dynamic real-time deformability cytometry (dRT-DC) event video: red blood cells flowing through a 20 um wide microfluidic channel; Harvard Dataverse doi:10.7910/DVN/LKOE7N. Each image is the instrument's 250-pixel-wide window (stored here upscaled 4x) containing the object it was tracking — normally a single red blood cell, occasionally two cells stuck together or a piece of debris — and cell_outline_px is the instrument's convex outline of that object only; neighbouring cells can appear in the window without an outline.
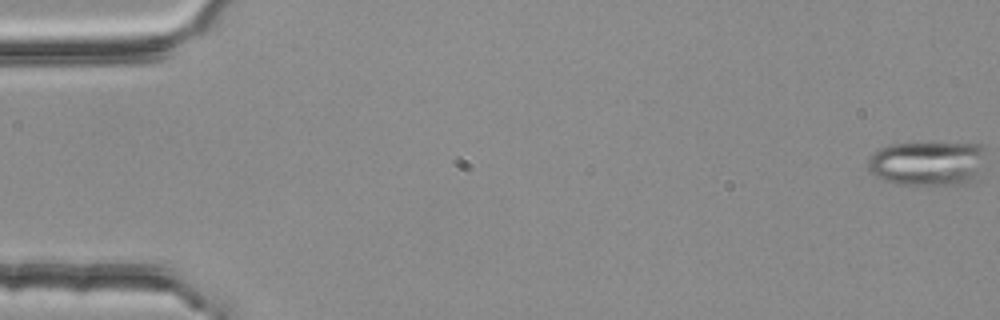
{"species": "common noctule bat (a hibernating species)", "species_latin": "Nyctalus noctula", "temperature_condition": "room temperature", "stored_images_in_passage": 18, "camera_frame_rate_fps": 3000, "um_per_image_px": 0.085, "animal": {"sex": "female", "body_mass_g": 25.1}, "frame": {"image": 1, "passage_image": 1, "time_ms": 0.0, "image_size_px": [1000, 320], "cell_outline_px": [[984, 148], [980, 172], [976, 176], [964, 184], [896, 184], [884, 180], [876, 176], [868, 168], [868, 156], [872, 152], [880, 148], [892, 144], [984, 144]], "centroid_in_image_um": [78.8, 13.88], "position_along_channel_um": 6.2, "area_um2": 30.17}}